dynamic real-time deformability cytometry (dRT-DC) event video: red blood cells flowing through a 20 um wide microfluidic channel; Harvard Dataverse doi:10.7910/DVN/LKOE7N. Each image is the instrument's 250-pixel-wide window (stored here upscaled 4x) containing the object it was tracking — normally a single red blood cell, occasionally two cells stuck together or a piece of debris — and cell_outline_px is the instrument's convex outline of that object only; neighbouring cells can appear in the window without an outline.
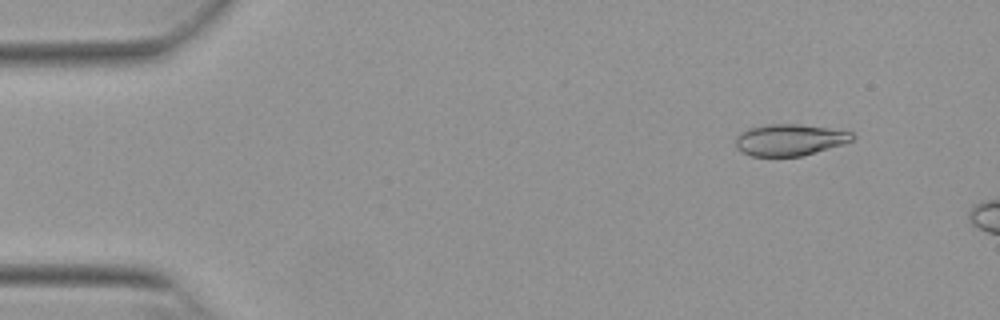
{"species": "Egyptian fruit bat (a non-hibernating species)", "species_latin": "Rousettus aegyptiacus", "temperature_condition": "warm", "stored_images_in_passage": 10, "camera_frame_rate_fps": 3000, "um_per_image_px": 0.085, "animal": {"sex": "female"}, "frame": {"image": 1, "passage_image": 6, "time_ms": 1.667, "image_size_px": [1000, 320], "cell_outline_px": [[856, 136], [852, 140], [844, 144], [800, 156], [752, 156], [736, 148], [736, 136], [740, 132], [748, 128], [764, 124], [800, 124], [828, 128], [852, 132]], "centroid_in_image_um": [67.11, 11.87], "position_along_channel_um": 17.9, "area_um2": 21.44}}